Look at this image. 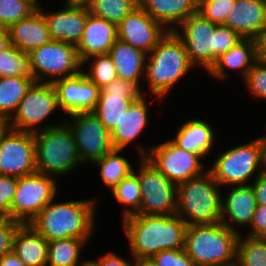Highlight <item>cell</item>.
<instances>
[{"instance_id":"obj_1","label":"cell","mask_w":266,"mask_h":266,"mask_svg":"<svg viewBox=\"0 0 266 266\" xmlns=\"http://www.w3.org/2000/svg\"><path fill=\"white\" fill-rule=\"evenodd\" d=\"M122 222L134 259L151 258L163 250L184 249L187 224L176 214H134Z\"/></svg>"},{"instance_id":"obj_2","label":"cell","mask_w":266,"mask_h":266,"mask_svg":"<svg viewBox=\"0 0 266 266\" xmlns=\"http://www.w3.org/2000/svg\"><path fill=\"white\" fill-rule=\"evenodd\" d=\"M93 200L51 201L29 225L47 241L89 239L95 227L96 202Z\"/></svg>"},{"instance_id":"obj_3","label":"cell","mask_w":266,"mask_h":266,"mask_svg":"<svg viewBox=\"0 0 266 266\" xmlns=\"http://www.w3.org/2000/svg\"><path fill=\"white\" fill-rule=\"evenodd\" d=\"M193 67L182 40L174 31H168L146 57L144 76L151 96L163 100Z\"/></svg>"},{"instance_id":"obj_4","label":"cell","mask_w":266,"mask_h":266,"mask_svg":"<svg viewBox=\"0 0 266 266\" xmlns=\"http://www.w3.org/2000/svg\"><path fill=\"white\" fill-rule=\"evenodd\" d=\"M239 236L222 222L187 226L184 250L196 266H235Z\"/></svg>"},{"instance_id":"obj_5","label":"cell","mask_w":266,"mask_h":266,"mask_svg":"<svg viewBox=\"0 0 266 266\" xmlns=\"http://www.w3.org/2000/svg\"><path fill=\"white\" fill-rule=\"evenodd\" d=\"M33 137L38 173L63 176L81 163L72 132L65 123L40 126V131L33 133Z\"/></svg>"},{"instance_id":"obj_6","label":"cell","mask_w":266,"mask_h":266,"mask_svg":"<svg viewBox=\"0 0 266 266\" xmlns=\"http://www.w3.org/2000/svg\"><path fill=\"white\" fill-rule=\"evenodd\" d=\"M220 187L208 170L200 177L178 184L176 215L187 226L219 223L222 206Z\"/></svg>"},{"instance_id":"obj_7","label":"cell","mask_w":266,"mask_h":266,"mask_svg":"<svg viewBox=\"0 0 266 266\" xmlns=\"http://www.w3.org/2000/svg\"><path fill=\"white\" fill-rule=\"evenodd\" d=\"M220 154L208 169L220 186L251 185L248 181L262 170L261 137Z\"/></svg>"},{"instance_id":"obj_8","label":"cell","mask_w":266,"mask_h":266,"mask_svg":"<svg viewBox=\"0 0 266 266\" xmlns=\"http://www.w3.org/2000/svg\"><path fill=\"white\" fill-rule=\"evenodd\" d=\"M137 148L139 157H145L161 174L176 185L205 173L204 164L200 162L202 157L197 153L184 150L172 140L154 145L149 151L141 145Z\"/></svg>"},{"instance_id":"obj_9","label":"cell","mask_w":266,"mask_h":266,"mask_svg":"<svg viewBox=\"0 0 266 266\" xmlns=\"http://www.w3.org/2000/svg\"><path fill=\"white\" fill-rule=\"evenodd\" d=\"M29 55L36 82L52 84L79 73L83 66L76 45L69 42L51 40L31 50Z\"/></svg>"},{"instance_id":"obj_10","label":"cell","mask_w":266,"mask_h":266,"mask_svg":"<svg viewBox=\"0 0 266 266\" xmlns=\"http://www.w3.org/2000/svg\"><path fill=\"white\" fill-rule=\"evenodd\" d=\"M55 179L38 172L17 178L10 219L29 224L48 203L54 201L58 190Z\"/></svg>"},{"instance_id":"obj_11","label":"cell","mask_w":266,"mask_h":266,"mask_svg":"<svg viewBox=\"0 0 266 266\" xmlns=\"http://www.w3.org/2000/svg\"><path fill=\"white\" fill-rule=\"evenodd\" d=\"M139 159V172L133 171L138 176L142 193V202L136 214H176L177 185L161 174L145 157Z\"/></svg>"},{"instance_id":"obj_12","label":"cell","mask_w":266,"mask_h":266,"mask_svg":"<svg viewBox=\"0 0 266 266\" xmlns=\"http://www.w3.org/2000/svg\"><path fill=\"white\" fill-rule=\"evenodd\" d=\"M70 117L72 120L64 123L72 132L81 163H93L113 149L110 132L93 111L73 113Z\"/></svg>"},{"instance_id":"obj_13","label":"cell","mask_w":266,"mask_h":266,"mask_svg":"<svg viewBox=\"0 0 266 266\" xmlns=\"http://www.w3.org/2000/svg\"><path fill=\"white\" fill-rule=\"evenodd\" d=\"M58 108L53 85L34 82L9 120V127L16 131L38 132L41 123ZM37 125L39 126L37 127Z\"/></svg>"},{"instance_id":"obj_14","label":"cell","mask_w":266,"mask_h":266,"mask_svg":"<svg viewBox=\"0 0 266 266\" xmlns=\"http://www.w3.org/2000/svg\"><path fill=\"white\" fill-rule=\"evenodd\" d=\"M218 25L205 19L200 13L189 16L174 32L182 40L190 62L209 71L213 66V48Z\"/></svg>"},{"instance_id":"obj_15","label":"cell","mask_w":266,"mask_h":266,"mask_svg":"<svg viewBox=\"0 0 266 266\" xmlns=\"http://www.w3.org/2000/svg\"><path fill=\"white\" fill-rule=\"evenodd\" d=\"M36 172L33 133L9 128L0 140V175L20 178Z\"/></svg>"},{"instance_id":"obj_16","label":"cell","mask_w":266,"mask_h":266,"mask_svg":"<svg viewBox=\"0 0 266 266\" xmlns=\"http://www.w3.org/2000/svg\"><path fill=\"white\" fill-rule=\"evenodd\" d=\"M136 84L116 78L100 90L93 112L111 133L120 123L129 105L144 95Z\"/></svg>"},{"instance_id":"obj_17","label":"cell","mask_w":266,"mask_h":266,"mask_svg":"<svg viewBox=\"0 0 266 266\" xmlns=\"http://www.w3.org/2000/svg\"><path fill=\"white\" fill-rule=\"evenodd\" d=\"M168 30L137 6L118 25V39L147 55L155 48Z\"/></svg>"},{"instance_id":"obj_18","label":"cell","mask_w":266,"mask_h":266,"mask_svg":"<svg viewBox=\"0 0 266 266\" xmlns=\"http://www.w3.org/2000/svg\"><path fill=\"white\" fill-rule=\"evenodd\" d=\"M58 106L68 116L77 112L93 111L99 99L100 88L91 82L85 71L52 83Z\"/></svg>"},{"instance_id":"obj_19","label":"cell","mask_w":266,"mask_h":266,"mask_svg":"<svg viewBox=\"0 0 266 266\" xmlns=\"http://www.w3.org/2000/svg\"><path fill=\"white\" fill-rule=\"evenodd\" d=\"M65 6L60 11L50 13L42 11L40 4L37 9L46 21L52 40L77 45L82 38L89 10L88 7Z\"/></svg>"},{"instance_id":"obj_20","label":"cell","mask_w":266,"mask_h":266,"mask_svg":"<svg viewBox=\"0 0 266 266\" xmlns=\"http://www.w3.org/2000/svg\"><path fill=\"white\" fill-rule=\"evenodd\" d=\"M233 7L224 26L258 40L266 30V0H235Z\"/></svg>"},{"instance_id":"obj_21","label":"cell","mask_w":266,"mask_h":266,"mask_svg":"<svg viewBox=\"0 0 266 266\" xmlns=\"http://www.w3.org/2000/svg\"><path fill=\"white\" fill-rule=\"evenodd\" d=\"M117 39V24L89 13L82 38L76 45L80 61L83 63L91 56L108 54Z\"/></svg>"},{"instance_id":"obj_22","label":"cell","mask_w":266,"mask_h":266,"mask_svg":"<svg viewBox=\"0 0 266 266\" xmlns=\"http://www.w3.org/2000/svg\"><path fill=\"white\" fill-rule=\"evenodd\" d=\"M225 199L222 198L221 220L229 229L237 231L234 226H250L257 207L256 195L251 185L231 186ZM233 224V225H232Z\"/></svg>"},{"instance_id":"obj_23","label":"cell","mask_w":266,"mask_h":266,"mask_svg":"<svg viewBox=\"0 0 266 266\" xmlns=\"http://www.w3.org/2000/svg\"><path fill=\"white\" fill-rule=\"evenodd\" d=\"M7 31L10 44L26 53L52 40L46 21L38 9L27 18L11 24Z\"/></svg>"},{"instance_id":"obj_24","label":"cell","mask_w":266,"mask_h":266,"mask_svg":"<svg viewBox=\"0 0 266 266\" xmlns=\"http://www.w3.org/2000/svg\"><path fill=\"white\" fill-rule=\"evenodd\" d=\"M138 1L139 6L144 9L155 21L162 24L168 31H174L189 16L195 14L197 12L198 6L197 0ZM175 25H177V27H175Z\"/></svg>"},{"instance_id":"obj_25","label":"cell","mask_w":266,"mask_h":266,"mask_svg":"<svg viewBox=\"0 0 266 266\" xmlns=\"http://www.w3.org/2000/svg\"><path fill=\"white\" fill-rule=\"evenodd\" d=\"M147 105L148 101L143 95L129 105L120 123L110 133L114 149L123 150L142 133L150 120Z\"/></svg>"},{"instance_id":"obj_26","label":"cell","mask_w":266,"mask_h":266,"mask_svg":"<svg viewBox=\"0 0 266 266\" xmlns=\"http://www.w3.org/2000/svg\"><path fill=\"white\" fill-rule=\"evenodd\" d=\"M259 59L258 55V40L243 38L240 42L229 49L225 54H222L215 64L208 71L214 77L226 78L228 73L226 68L232 70H240L243 79L247 72Z\"/></svg>"},{"instance_id":"obj_27","label":"cell","mask_w":266,"mask_h":266,"mask_svg":"<svg viewBox=\"0 0 266 266\" xmlns=\"http://www.w3.org/2000/svg\"><path fill=\"white\" fill-rule=\"evenodd\" d=\"M120 79L136 84L140 88L142 75L145 74L147 54L117 39L108 52Z\"/></svg>"},{"instance_id":"obj_28","label":"cell","mask_w":266,"mask_h":266,"mask_svg":"<svg viewBox=\"0 0 266 266\" xmlns=\"http://www.w3.org/2000/svg\"><path fill=\"white\" fill-rule=\"evenodd\" d=\"M12 251L25 266H47L48 241L29 224L17 229Z\"/></svg>"},{"instance_id":"obj_29","label":"cell","mask_w":266,"mask_h":266,"mask_svg":"<svg viewBox=\"0 0 266 266\" xmlns=\"http://www.w3.org/2000/svg\"><path fill=\"white\" fill-rule=\"evenodd\" d=\"M172 140L186 151L199 154L205 158L214 146V131L206 121L200 119L188 120L183 123Z\"/></svg>"},{"instance_id":"obj_30","label":"cell","mask_w":266,"mask_h":266,"mask_svg":"<svg viewBox=\"0 0 266 266\" xmlns=\"http://www.w3.org/2000/svg\"><path fill=\"white\" fill-rule=\"evenodd\" d=\"M33 83V80L21 76L0 77L1 119L9 121L12 118Z\"/></svg>"},{"instance_id":"obj_31","label":"cell","mask_w":266,"mask_h":266,"mask_svg":"<svg viewBox=\"0 0 266 266\" xmlns=\"http://www.w3.org/2000/svg\"><path fill=\"white\" fill-rule=\"evenodd\" d=\"M89 239H56L48 241V266H82L80 263L81 249Z\"/></svg>"},{"instance_id":"obj_32","label":"cell","mask_w":266,"mask_h":266,"mask_svg":"<svg viewBox=\"0 0 266 266\" xmlns=\"http://www.w3.org/2000/svg\"><path fill=\"white\" fill-rule=\"evenodd\" d=\"M121 151L122 149L113 148L101 159L92 163L100 167L101 179L111 189L134 171L130 162L118 155Z\"/></svg>"},{"instance_id":"obj_33","label":"cell","mask_w":266,"mask_h":266,"mask_svg":"<svg viewBox=\"0 0 266 266\" xmlns=\"http://www.w3.org/2000/svg\"><path fill=\"white\" fill-rule=\"evenodd\" d=\"M21 76L36 82L29 53L10 45L0 52V77Z\"/></svg>"},{"instance_id":"obj_34","label":"cell","mask_w":266,"mask_h":266,"mask_svg":"<svg viewBox=\"0 0 266 266\" xmlns=\"http://www.w3.org/2000/svg\"><path fill=\"white\" fill-rule=\"evenodd\" d=\"M137 6L138 0H92L88 10L91 15L118 25Z\"/></svg>"},{"instance_id":"obj_35","label":"cell","mask_w":266,"mask_h":266,"mask_svg":"<svg viewBox=\"0 0 266 266\" xmlns=\"http://www.w3.org/2000/svg\"><path fill=\"white\" fill-rule=\"evenodd\" d=\"M240 234L235 266H266V238Z\"/></svg>"},{"instance_id":"obj_36","label":"cell","mask_w":266,"mask_h":266,"mask_svg":"<svg viewBox=\"0 0 266 266\" xmlns=\"http://www.w3.org/2000/svg\"><path fill=\"white\" fill-rule=\"evenodd\" d=\"M112 194L116 201L122 205L131 208H125L122 219L136 214L142 202V193L138 176L132 172L128 177L124 178L113 189Z\"/></svg>"},{"instance_id":"obj_37","label":"cell","mask_w":266,"mask_h":266,"mask_svg":"<svg viewBox=\"0 0 266 266\" xmlns=\"http://www.w3.org/2000/svg\"><path fill=\"white\" fill-rule=\"evenodd\" d=\"M92 60L90 71L85 72L86 77L100 89L118 78L114 63L109 54L94 55L86 59L82 65Z\"/></svg>"},{"instance_id":"obj_38","label":"cell","mask_w":266,"mask_h":266,"mask_svg":"<svg viewBox=\"0 0 266 266\" xmlns=\"http://www.w3.org/2000/svg\"><path fill=\"white\" fill-rule=\"evenodd\" d=\"M38 4V0H0V25L8 28L27 18L37 10Z\"/></svg>"},{"instance_id":"obj_39","label":"cell","mask_w":266,"mask_h":266,"mask_svg":"<svg viewBox=\"0 0 266 266\" xmlns=\"http://www.w3.org/2000/svg\"><path fill=\"white\" fill-rule=\"evenodd\" d=\"M235 0H198L197 12L217 25H224Z\"/></svg>"},{"instance_id":"obj_40","label":"cell","mask_w":266,"mask_h":266,"mask_svg":"<svg viewBox=\"0 0 266 266\" xmlns=\"http://www.w3.org/2000/svg\"><path fill=\"white\" fill-rule=\"evenodd\" d=\"M244 80L250 95L266 99V63L258 59L247 72Z\"/></svg>"},{"instance_id":"obj_41","label":"cell","mask_w":266,"mask_h":266,"mask_svg":"<svg viewBox=\"0 0 266 266\" xmlns=\"http://www.w3.org/2000/svg\"><path fill=\"white\" fill-rule=\"evenodd\" d=\"M242 39L243 37L237 31L224 25H218L216 27L215 48H213V65L217 58L225 54Z\"/></svg>"},{"instance_id":"obj_42","label":"cell","mask_w":266,"mask_h":266,"mask_svg":"<svg viewBox=\"0 0 266 266\" xmlns=\"http://www.w3.org/2000/svg\"><path fill=\"white\" fill-rule=\"evenodd\" d=\"M157 266H196L184 249H168L151 257Z\"/></svg>"},{"instance_id":"obj_43","label":"cell","mask_w":266,"mask_h":266,"mask_svg":"<svg viewBox=\"0 0 266 266\" xmlns=\"http://www.w3.org/2000/svg\"><path fill=\"white\" fill-rule=\"evenodd\" d=\"M16 187L17 178L0 175V217L10 218V209Z\"/></svg>"},{"instance_id":"obj_44","label":"cell","mask_w":266,"mask_h":266,"mask_svg":"<svg viewBox=\"0 0 266 266\" xmlns=\"http://www.w3.org/2000/svg\"><path fill=\"white\" fill-rule=\"evenodd\" d=\"M21 225L9 217H0V258L12 251L14 235Z\"/></svg>"},{"instance_id":"obj_45","label":"cell","mask_w":266,"mask_h":266,"mask_svg":"<svg viewBox=\"0 0 266 266\" xmlns=\"http://www.w3.org/2000/svg\"><path fill=\"white\" fill-rule=\"evenodd\" d=\"M250 225L252 229L247 236L266 238V206L257 205Z\"/></svg>"},{"instance_id":"obj_46","label":"cell","mask_w":266,"mask_h":266,"mask_svg":"<svg viewBox=\"0 0 266 266\" xmlns=\"http://www.w3.org/2000/svg\"><path fill=\"white\" fill-rule=\"evenodd\" d=\"M251 184L256 195L257 205L266 206V172L260 171Z\"/></svg>"},{"instance_id":"obj_47","label":"cell","mask_w":266,"mask_h":266,"mask_svg":"<svg viewBox=\"0 0 266 266\" xmlns=\"http://www.w3.org/2000/svg\"><path fill=\"white\" fill-rule=\"evenodd\" d=\"M94 262L98 266H134V263H131L130 260H125V258L112 252L101 256L99 260H94Z\"/></svg>"},{"instance_id":"obj_48","label":"cell","mask_w":266,"mask_h":266,"mask_svg":"<svg viewBox=\"0 0 266 266\" xmlns=\"http://www.w3.org/2000/svg\"><path fill=\"white\" fill-rule=\"evenodd\" d=\"M0 266H25L19 257L13 252H9L0 258Z\"/></svg>"},{"instance_id":"obj_49","label":"cell","mask_w":266,"mask_h":266,"mask_svg":"<svg viewBox=\"0 0 266 266\" xmlns=\"http://www.w3.org/2000/svg\"><path fill=\"white\" fill-rule=\"evenodd\" d=\"M258 55L259 59L266 63V30L258 39Z\"/></svg>"},{"instance_id":"obj_50","label":"cell","mask_w":266,"mask_h":266,"mask_svg":"<svg viewBox=\"0 0 266 266\" xmlns=\"http://www.w3.org/2000/svg\"><path fill=\"white\" fill-rule=\"evenodd\" d=\"M10 45L7 28H0V52L8 48Z\"/></svg>"},{"instance_id":"obj_51","label":"cell","mask_w":266,"mask_h":266,"mask_svg":"<svg viewBox=\"0 0 266 266\" xmlns=\"http://www.w3.org/2000/svg\"><path fill=\"white\" fill-rule=\"evenodd\" d=\"M134 266H157L151 258L133 259Z\"/></svg>"},{"instance_id":"obj_52","label":"cell","mask_w":266,"mask_h":266,"mask_svg":"<svg viewBox=\"0 0 266 266\" xmlns=\"http://www.w3.org/2000/svg\"><path fill=\"white\" fill-rule=\"evenodd\" d=\"M92 0H66V5L88 7Z\"/></svg>"},{"instance_id":"obj_53","label":"cell","mask_w":266,"mask_h":266,"mask_svg":"<svg viewBox=\"0 0 266 266\" xmlns=\"http://www.w3.org/2000/svg\"><path fill=\"white\" fill-rule=\"evenodd\" d=\"M9 128V121L0 118V140Z\"/></svg>"},{"instance_id":"obj_54","label":"cell","mask_w":266,"mask_h":266,"mask_svg":"<svg viewBox=\"0 0 266 266\" xmlns=\"http://www.w3.org/2000/svg\"><path fill=\"white\" fill-rule=\"evenodd\" d=\"M266 172V141L262 139V170Z\"/></svg>"},{"instance_id":"obj_55","label":"cell","mask_w":266,"mask_h":266,"mask_svg":"<svg viewBox=\"0 0 266 266\" xmlns=\"http://www.w3.org/2000/svg\"><path fill=\"white\" fill-rule=\"evenodd\" d=\"M82 266H98L94 261L92 260H85L83 262V265Z\"/></svg>"},{"instance_id":"obj_56","label":"cell","mask_w":266,"mask_h":266,"mask_svg":"<svg viewBox=\"0 0 266 266\" xmlns=\"http://www.w3.org/2000/svg\"><path fill=\"white\" fill-rule=\"evenodd\" d=\"M264 141H266V134L265 135H262L261 137Z\"/></svg>"}]
</instances>
